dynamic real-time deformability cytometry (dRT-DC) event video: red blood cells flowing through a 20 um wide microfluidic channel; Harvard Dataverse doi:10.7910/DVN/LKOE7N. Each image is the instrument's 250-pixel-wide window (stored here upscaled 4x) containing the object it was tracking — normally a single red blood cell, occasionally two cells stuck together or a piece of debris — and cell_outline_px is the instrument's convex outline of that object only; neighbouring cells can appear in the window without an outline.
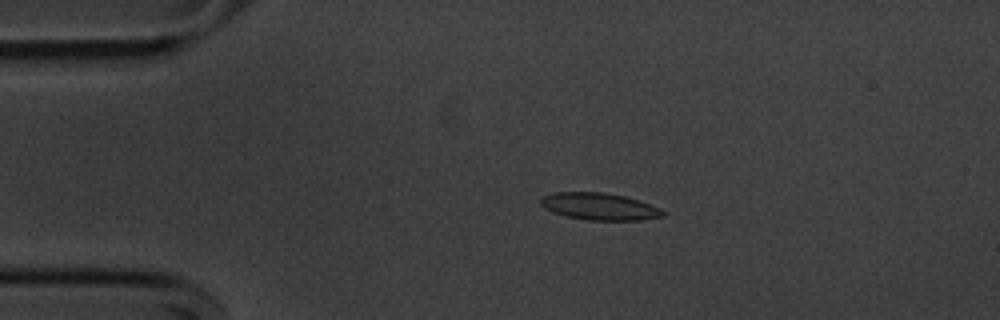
{"species": "common noctule bat (a hibernating species)", "species_latin": "Nyctalus noctula", "temperature_condition": "cold", "stored_images_in_passage": 55, "camera_frame_rate_fps": 3000, "um_per_image_px": 0.085, "animal": {"sex": "male", "body_mass_g": 20.1, "forearm_length_mm": 53.5}, "frame": {"image": 1, "passage_image": 11, "time_ms": 3.333, "image_size_px": [1000, 320], "cell_outline_px": [[668, 212], [664, 216], [640, 220], [588, 220], [568, 216], [552, 212], [544, 208], [540, 204], [540, 200], [544, 196], [556, 192], [604, 192], [624, 196], [660, 208]], "centroid_in_image_um": [50.96, 17.55], "position_along_channel_um": 34.0, "area_um2": 19.13}}
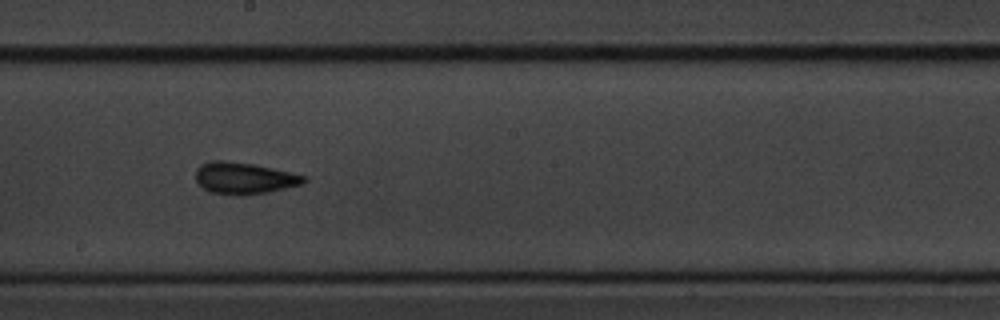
{"frame": {"image": 2, "passage_image": 30, "time_ms": 9.667, "image_size_px": [1000, 320], "cell_outline_px": [[308, 180], [304, 184], [268, 192], [244, 196], [236, 196], [212, 192], [204, 188], [196, 180], [196, 172], [204, 164], [216, 160], [224, 160], [252, 164], [272, 168], [308, 176]], "centroid_in_image_um": [20.83, 15.16], "position_along_channel_um": 227.4, "area_um2": 19.88}}
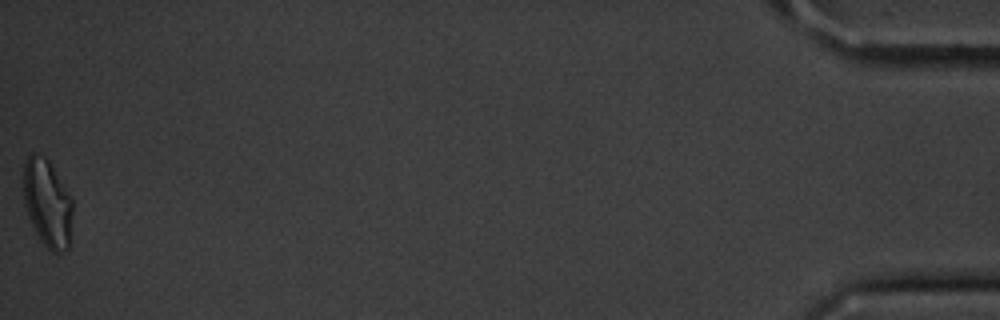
{"frame": {"image": 3, "passage_image": 55, "time_ms": 18.0, "image_size_px": [1000, 320], "cell_outline_px": [[72, 212], [68, 248], [64, 252], [52, 252], [40, 240], [28, 216], [24, 204], [24, 160], [32, 152], [36, 152], [44, 156], [48, 160], [72, 196]], "centroid_in_image_um": [4.03, 17.24], "position_along_channel_um": 431.2, "area_um2": 25.14}, "authors_computed_cell_mechanics": {"area_um2": 18.785, "velocity_mm_per_s": 3.6311, "shape_relaxation_time_tau1_ms": 3.7765, "shape_relaxation_time_tau2_ms": 2.6882, "deformation_change_tau1": 0.1257, "deformation_change_tau2": 0.0948}}